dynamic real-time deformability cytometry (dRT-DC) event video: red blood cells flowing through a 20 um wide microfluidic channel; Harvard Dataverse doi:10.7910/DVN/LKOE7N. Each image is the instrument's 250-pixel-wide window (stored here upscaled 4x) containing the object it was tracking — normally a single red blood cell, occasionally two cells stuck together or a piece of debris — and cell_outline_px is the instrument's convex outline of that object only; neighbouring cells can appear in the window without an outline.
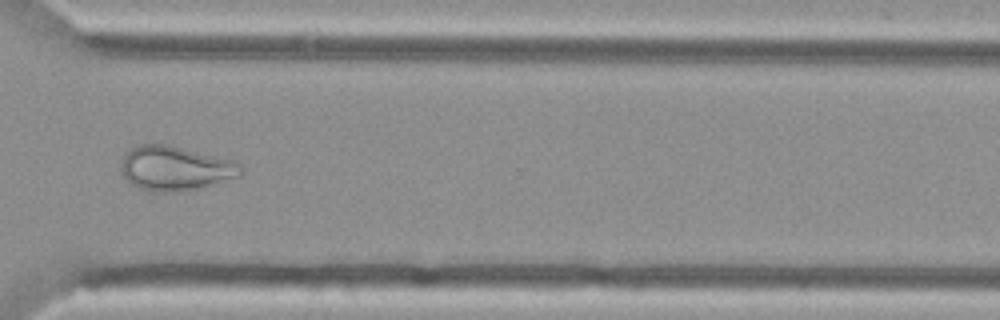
{"species": "Egyptian fruit bat (a non-hibernating species)", "species_latin": "Rousettus aegyptiacus", "temperature_condition": "cold", "stored_images_in_passage": 39, "camera_frame_rate_fps": 3000, "um_per_image_px": 0.085, "animal": {"sex": "female"}, "frame": {"image": 1, "passage_image": 28, "time_ms": 9.0, "image_size_px": [1000, 320], "cell_outline_px": [[240, 176], [204, 188], [180, 192], [152, 192], [136, 188], [124, 176], [120, 168], [120, 160], [124, 152], [136, 144], [168, 144], [236, 160], [240, 164]], "centroid_in_image_um": [14.87, 14.31], "position_along_channel_um": 355.7, "area_um2": 31.85}}